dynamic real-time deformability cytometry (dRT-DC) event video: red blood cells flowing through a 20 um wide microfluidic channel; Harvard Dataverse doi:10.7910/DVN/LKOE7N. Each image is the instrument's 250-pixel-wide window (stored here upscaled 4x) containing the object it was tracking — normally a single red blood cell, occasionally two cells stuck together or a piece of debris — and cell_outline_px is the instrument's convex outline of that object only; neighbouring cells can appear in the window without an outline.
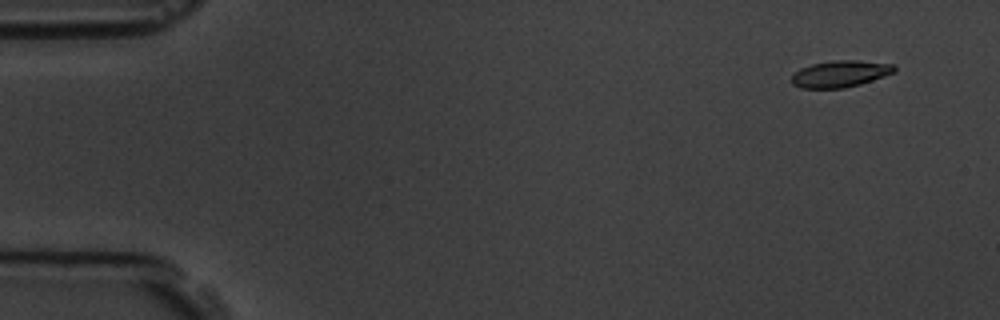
{"species": "common noctule bat (a hibernating species)", "species_latin": "Nyctalus noctula", "temperature_condition": "room temperature", "stored_images_in_passage": 4, "camera_frame_rate_fps": 3000, "um_per_image_px": 0.085, "animal": {"sex": "male", "body_mass_g": 19.5, "forearm_length_mm": 54.6}, "frame": {"image": 1, "passage_image": 1, "time_ms": 0.0, "image_size_px": [1000, 320], "cell_outline_px": [[896, 72], [860, 84], [844, 88], [800, 88], [792, 84], [792, 76], [800, 68], [812, 64], [832, 60], [856, 60], [896, 64]], "centroid_in_image_um": [71.44, 6.27], "position_along_channel_um": 13.6, "area_um2": 16.01}}